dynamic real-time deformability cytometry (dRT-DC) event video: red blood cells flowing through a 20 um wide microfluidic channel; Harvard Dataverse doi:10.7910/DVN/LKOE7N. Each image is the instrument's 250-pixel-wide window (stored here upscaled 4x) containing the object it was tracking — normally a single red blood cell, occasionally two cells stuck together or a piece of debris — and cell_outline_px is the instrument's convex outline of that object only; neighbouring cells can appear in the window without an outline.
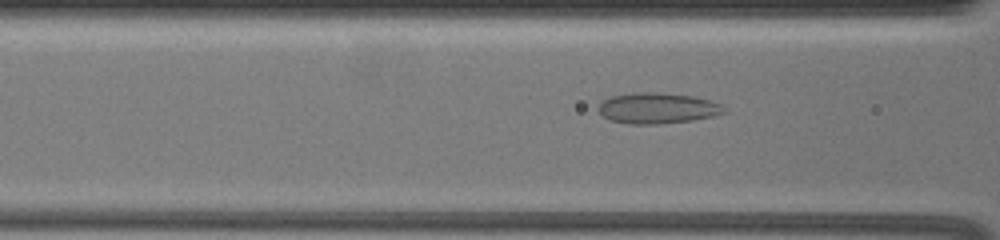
{"species": "common noctule bat (a hibernating species)", "species_latin": "Nyctalus noctula", "temperature_condition": "warm", "stored_images_in_passage": 15, "camera_frame_rate_fps": 3000, "um_per_image_px": 0.085, "animal": {"sex": "female", "body_mass_g": 19.5, "forearm_length_mm": 54.1}, "frame": {"image": 1, "passage_image": 13, "time_ms": 4.0, "image_size_px": [1000, 240], "cell_outline_px": [[728, 112], [712, 116], [692, 120], [656, 124], [628, 124], [608, 120], [600, 112], [600, 104], [604, 100], [612, 96], [632, 92], [656, 92], [692, 96], [708, 100], [720, 104]], "centroid_in_image_um": [55.88, 9.2], "position_along_channel_um": 110.7, "area_um2": 22.37}}